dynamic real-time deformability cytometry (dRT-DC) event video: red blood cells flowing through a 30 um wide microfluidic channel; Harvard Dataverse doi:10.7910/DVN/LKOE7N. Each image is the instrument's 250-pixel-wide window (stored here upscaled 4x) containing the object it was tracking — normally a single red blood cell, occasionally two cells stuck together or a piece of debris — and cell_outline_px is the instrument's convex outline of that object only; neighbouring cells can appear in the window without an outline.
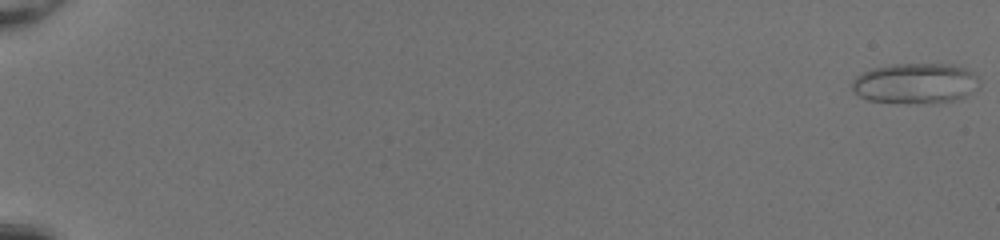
{"species": "common noctule bat (a hibernating species)", "species_latin": "Nyctalus noctula", "temperature_condition": "room temperature", "stored_images_in_passage": 53, "camera_frame_rate_fps": 3000, "um_per_image_px": 0.085, "animal": {"sex": "female", "body_mass_g": 20.0, "forearm_length_mm": 54.0}, "frame": {"image": 1, "passage_image": 1, "time_ms": 0.0, "image_size_px": [1000, 240], "cell_outline_px": [[980, 88], [964, 96], [952, 100], [868, 100], [860, 96], [852, 88], [852, 84], [856, 76], [872, 68], [892, 64], [952, 64], [964, 68], [972, 72], [980, 80]], "centroid_in_image_um": [77.84, 7.01], "position_along_channel_um": 7.2, "area_um2": 28.73}}
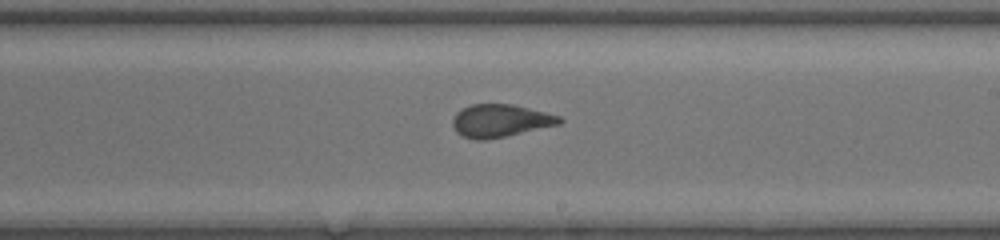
{"frame": {"image": 2, "passage_image": 34, "time_ms": 11.0, "image_size_px": [1000, 240], "cell_outline_px": [[564, 120], [560, 124], [488, 140], [476, 140], [464, 136], [456, 132], [452, 124], [452, 120], [456, 112], [472, 104], [512, 104], [560, 116]], "centroid_in_image_um": [42.52, 10.27], "position_along_channel_um": 246.5, "area_um2": 20.29}}
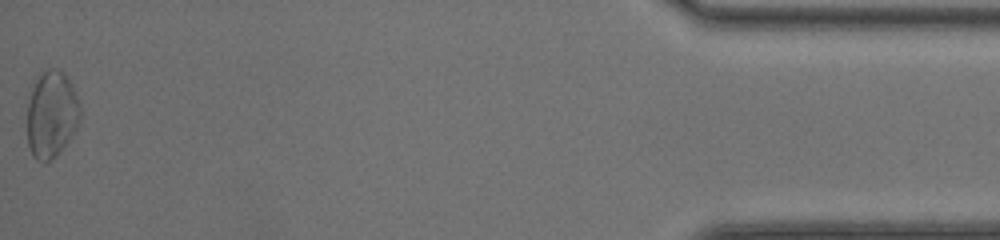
{"frame": {"image": 3, "passage_image": 53, "time_ms": 17.333, "image_size_px": [1000, 240], "cell_outline_px": [[80, 120], [76, 128], [68, 140], [52, 160], [36, 160], [32, 156], [28, 144], [28, 104], [32, 88], [40, 72], [48, 68], [60, 68], [64, 72], [72, 84], [80, 108]], "centroid_in_image_um": [4.38, 9.68], "position_along_channel_um": 430.8, "area_um2": 26.65}, "authors_computed_cell_mechanics": {"area_um2": 21.5594, "velocity_mm_per_s": 4.1472, "shape_relaxation_time_tau1_ms": null, "shape_relaxation_time_tau2_ms": 0.8295, "deformation_change_tau1": null, "deformation_change_tau2": 0.0722}}